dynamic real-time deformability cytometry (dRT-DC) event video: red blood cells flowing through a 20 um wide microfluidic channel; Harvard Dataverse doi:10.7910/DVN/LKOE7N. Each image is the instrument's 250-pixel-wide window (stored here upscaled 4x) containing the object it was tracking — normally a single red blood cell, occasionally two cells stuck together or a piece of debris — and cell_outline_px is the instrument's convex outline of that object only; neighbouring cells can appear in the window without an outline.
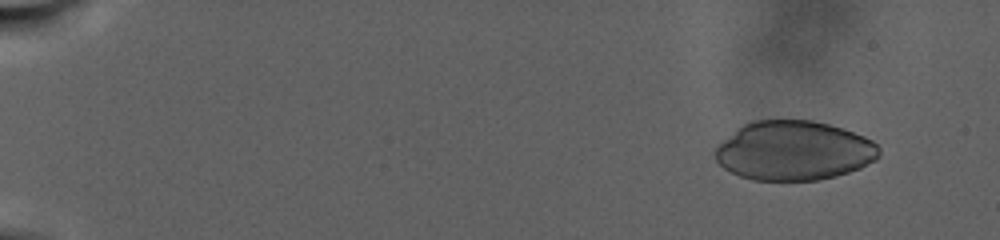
{"species": "human", "species_latin": "Homo sapiens", "temperature_condition": "warm", "stored_images_in_passage": 29, "camera_frame_rate_fps": 3000, "um_per_image_px": 0.085, "donor": {"sex": "male"}, "frame": {"image": 1, "passage_image": 4, "time_ms": 2.333, "image_size_px": [1000, 240], "cell_outline_px": [[880, 156], [876, 160], [860, 168], [836, 176], [816, 180], [752, 180], [740, 176], [724, 168], [716, 160], [716, 148], [724, 140], [744, 124], [752, 120], [812, 120], [828, 124], [864, 136], [872, 140], [880, 148]], "centroid_in_image_um": [67.51, 12.81], "position_along_channel_um": 17.5, "area_um2": 56.41}}